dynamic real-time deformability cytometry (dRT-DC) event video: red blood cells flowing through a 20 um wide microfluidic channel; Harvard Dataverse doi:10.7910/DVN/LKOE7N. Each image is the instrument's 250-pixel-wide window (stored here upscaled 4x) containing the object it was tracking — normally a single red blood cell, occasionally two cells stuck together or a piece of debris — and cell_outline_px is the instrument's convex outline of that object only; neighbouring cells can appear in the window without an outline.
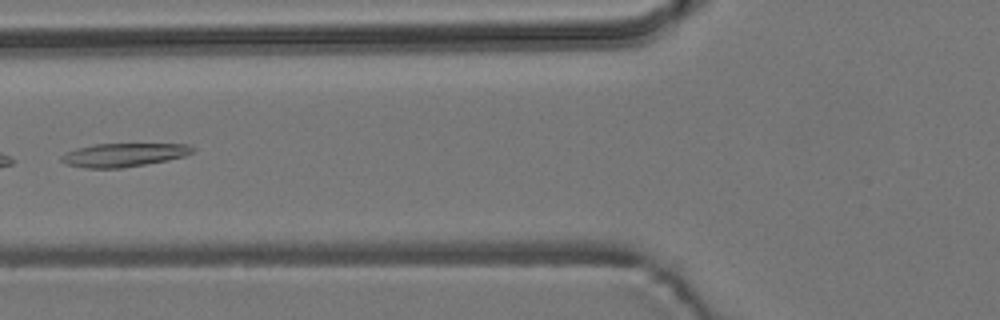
{"species": "common noctule bat (a hibernating species)", "species_latin": "Nyctalus noctula", "temperature_condition": "room temperature", "stored_images_in_passage": 7, "camera_frame_rate_fps": 3000, "um_per_image_px": 0.085, "animal": {"sex": "male", "body_mass_g": 19.2, "forearm_length_mm": 51.8}, "frame": {"image": 1, "passage_image": 6, "time_ms": 6.0, "image_size_px": [1000, 320], "cell_outline_px": [[196, 148], [192, 152], [184, 156], [168, 160], [120, 168], [84, 168], [64, 164], [60, 160], [60, 156], [64, 152], [76, 148], [92, 144], [188, 144]], "centroid_in_image_um": [10.45, 13.16], "position_along_channel_um": 115.4, "area_um2": 18.09}}
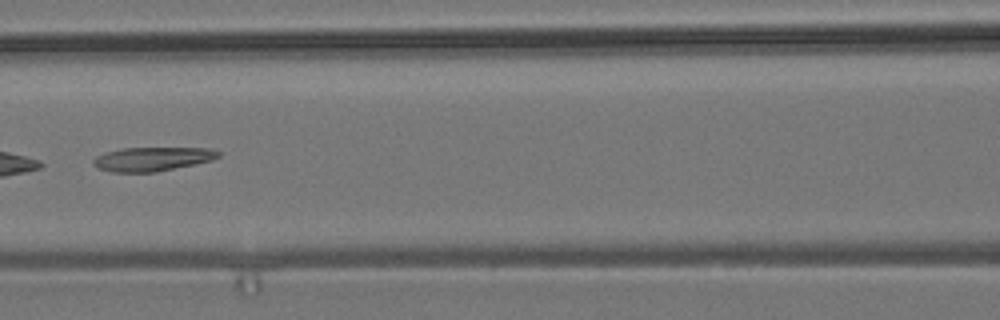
{"frame": {"image": 2, "passage_image": 7, "time_ms": 7.0, "image_size_px": [1000, 320], "cell_outline_px": [[220, 156], [212, 160], [156, 172], [112, 172], [100, 168], [92, 164], [92, 160], [96, 156], [104, 152], [124, 148], [208, 148], [220, 152]], "centroid_in_image_um": [12.92, 13.51], "position_along_channel_um": 153.7, "area_um2": 17.34}}